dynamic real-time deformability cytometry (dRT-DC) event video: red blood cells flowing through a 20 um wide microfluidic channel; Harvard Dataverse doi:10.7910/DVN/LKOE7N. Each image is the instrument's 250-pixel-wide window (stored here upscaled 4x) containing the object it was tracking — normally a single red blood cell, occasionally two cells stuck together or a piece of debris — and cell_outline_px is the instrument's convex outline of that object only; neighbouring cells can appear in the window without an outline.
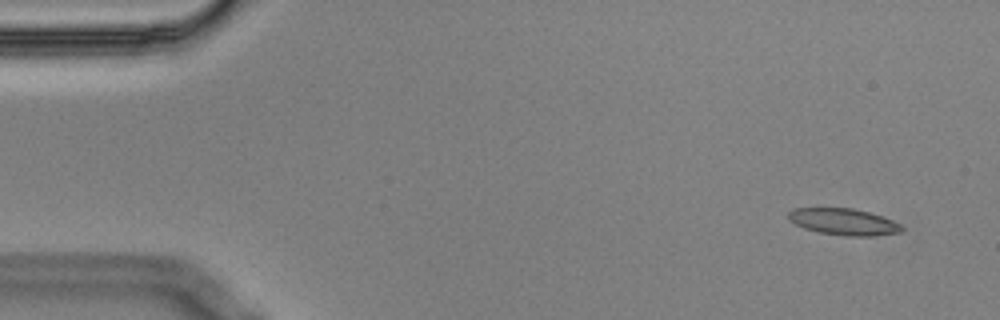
{"species": "Egyptian fruit bat (a non-hibernating species)", "species_latin": "Rousettus aegyptiacus", "temperature_condition": "cold", "stored_images_in_passage": 10, "camera_frame_rate_fps": 3000, "um_per_image_px": 0.085, "animal": {"sex": "male"}, "frame": {"image": 1, "passage_image": 1, "time_ms": 0.0, "image_size_px": [1000, 320], "cell_outline_px": [[904, 228], [900, 232], [872, 236], [844, 236], [820, 232], [804, 228], [788, 220], [788, 212], [792, 208], [852, 208], [868, 212], [892, 220], [900, 224]], "centroid_in_image_um": [71.68, 18.85], "position_along_channel_um": 13.3, "area_um2": 17.46}}
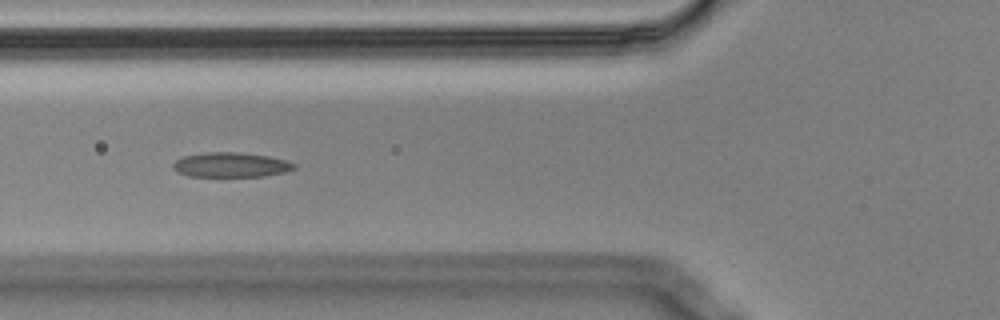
{"frame": {"image": 2, "passage_image": 5, "time_ms": 1.333, "image_size_px": [1000, 320], "cell_outline_px": [[296, 168], [284, 172], [264, 176], [188, 176], [176, 172], [172, 168], [172, 164], [176, 160], [184, 156], [208, 152], [240, 152], [268, 156], [288, 160], [296, 164]], "centroid_in_image_um": [19.63, 14.01], "position_along_channel_um": 106.2, "area_um2": 17.51}}
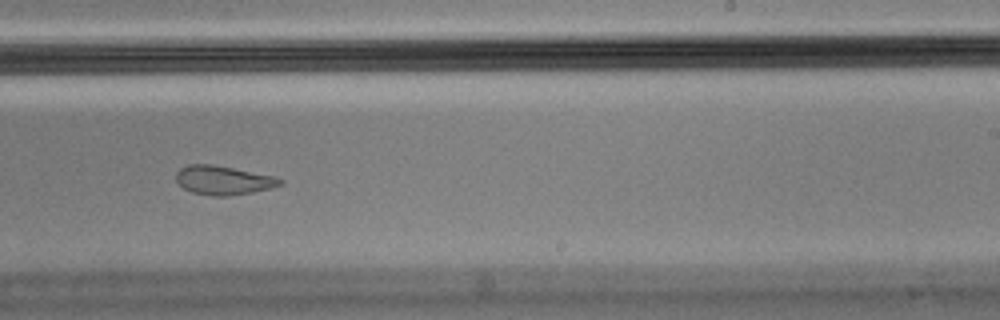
{"frame": {"image": 3, "passage_image": 9, "time_ms": 2.667, "image_size_px": [1000, 320], "cell_outline_px": [[284, 184], [272, 188], [252, 192], [228, 196], [212, 196], [192, 192], [184, 188], [176, 180], [176, 172], [180, 168], [188, 164], [212, 164], [276, 176], [284, 180]], "centroid_in_image_um": [19.02, 15.32], "position_along_channel_um": 270.0, "area_um2": 17.69}}